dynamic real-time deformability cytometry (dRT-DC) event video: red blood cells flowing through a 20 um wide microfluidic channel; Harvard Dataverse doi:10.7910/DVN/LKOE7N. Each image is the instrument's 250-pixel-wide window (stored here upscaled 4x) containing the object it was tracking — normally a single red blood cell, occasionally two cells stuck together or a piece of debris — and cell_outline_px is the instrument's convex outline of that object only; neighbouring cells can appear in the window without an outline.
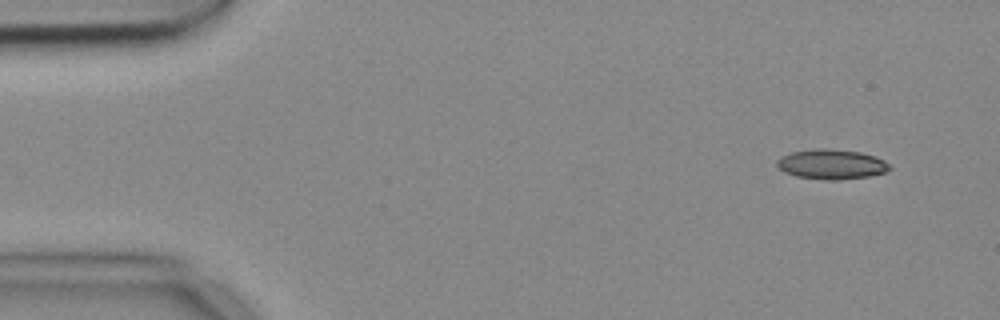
{"species": "common noctule bat (a hibernating species)", "species_latin": "Nyctalus noctula", "temperature_condition": "cold", "stored_images_in_passage": 4, "camera_frame_rate_fps": 3000, "um_per_image_px": 0.085, "animal": {"sex": "female", "body_mass_g": 18.4}, "frame": {"image": 1, "passage_image": 1, "time_ms": 0.0, "image_size_px": [1000, 320], "cell_outline_px": [[892, 168], [888, 172], [868, 176], [832, 180], [796, 176], [784, 172], [776, 164], [776, 160], [780, 156], [792, 152], [816, 148], [828, 148], [860, 152], [876, 156], [884, 160]], "centroid_in_image_um": [70.69, 13.95], "position_along_channel_um": 14.3, "area_um2": 19.59}}
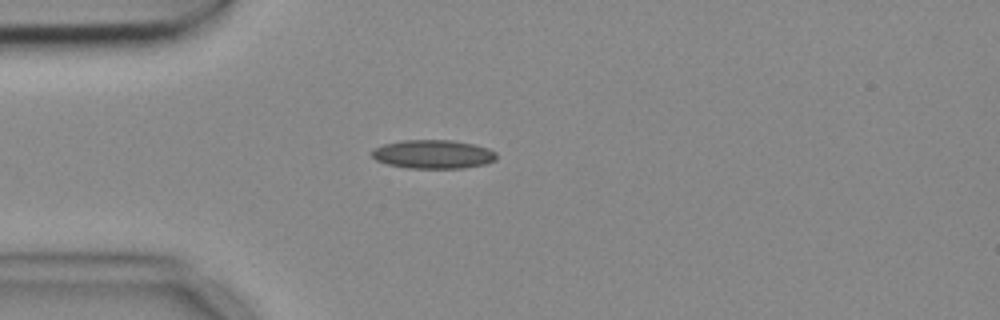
{"frame": {"image": 2, "passage_image": 3, "time_ms": 0.667, "image_size_px": [1000, 320], "cell_outline_px": [[496, 160], [484, 164], [464, 168], [408, 168], [388, 164], [376, 160], [368, 152], [372, 148], [384, 144], [404, 140], [452, 140], [472, 144], [488, 148], [496, 152]], "centroid_in_image_um": [36.78, 13.11], "position_along_channel_um": 48.2, "area_um2": 20.92}}